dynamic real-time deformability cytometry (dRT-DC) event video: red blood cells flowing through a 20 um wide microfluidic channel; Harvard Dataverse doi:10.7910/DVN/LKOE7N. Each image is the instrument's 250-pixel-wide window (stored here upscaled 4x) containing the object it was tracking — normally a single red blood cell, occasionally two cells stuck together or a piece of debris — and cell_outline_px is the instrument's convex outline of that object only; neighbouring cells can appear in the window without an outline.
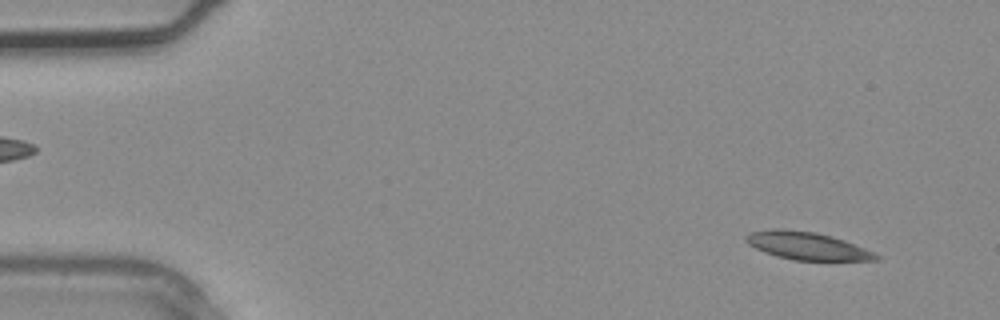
{"species": "common noctule bat (a hibernating species)", "species_latin": "Nyctalus noctula", "temperature_condition": "warm", "stored_images_in_passage": 4, "segment_of_instrument_passage": [2, 2], "camera_frame_rate_fps": 3000, "um_per_image_px": 0.085, "animal": {"sex": "male", "body_mass_g": 20.4}, "frame": {"image": 1, "passage_image": 4, "time_ms": 1.0, "image_size_px": [1000, 320], "cell_outline_px": [[880, 260], [792, 260], [776, 256], [764, 252], [748, 244], [744, 240], [744, 236], [752, 232], [772, 228], [784, 228], [816, 232], [832, 236], [844, 240], [864, 248], [880, 256]], "centroid_in_image_um": [68.55, 20.88], "position_along_channel_um": 16.4, "area_um2": 21.04}}